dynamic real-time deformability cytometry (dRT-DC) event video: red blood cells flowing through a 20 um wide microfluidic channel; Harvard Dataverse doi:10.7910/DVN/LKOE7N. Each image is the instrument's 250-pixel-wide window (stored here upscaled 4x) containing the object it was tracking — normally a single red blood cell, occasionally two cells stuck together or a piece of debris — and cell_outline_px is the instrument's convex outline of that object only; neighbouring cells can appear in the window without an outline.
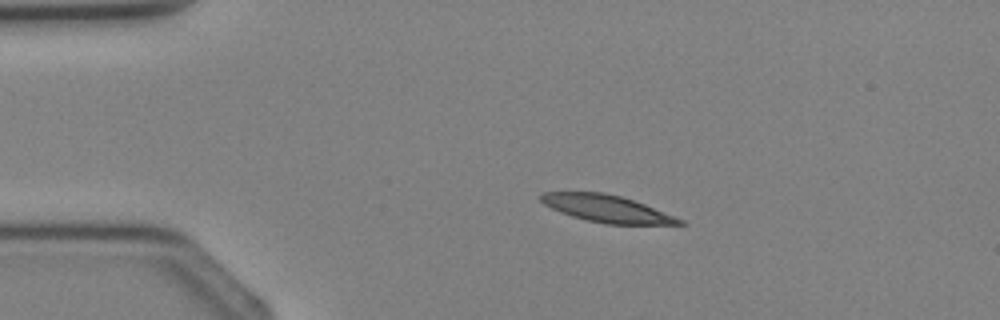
{"species": "Egyptian fruit bat (a non-hibernating species)", "species_latin": "Rousettus aegyptiacus", "temperature_condition": "cold", "stored_images_in_passage": 5, "camera_frame_rate_fps": 3000, "um_per_image_px": 0.085, "animal": {"sex": "female"}, "frame": {"image": 1, "passage_image": 3, "time_ms": 2.333, "image_size_px": [1000, 320], "cell_outline_px": [[688, 224], [608, 224], [588, 220], [572, 216], [560, 212], [544, 204], [540, 200], [540, 196], [544, 192], [604, 192], [620, 196], [644, 204], [684, 220]], "centroid_in_image_um": [51.57, 17.73], "position_along_channel_um": 33.4, "area_um2": 21.56}}
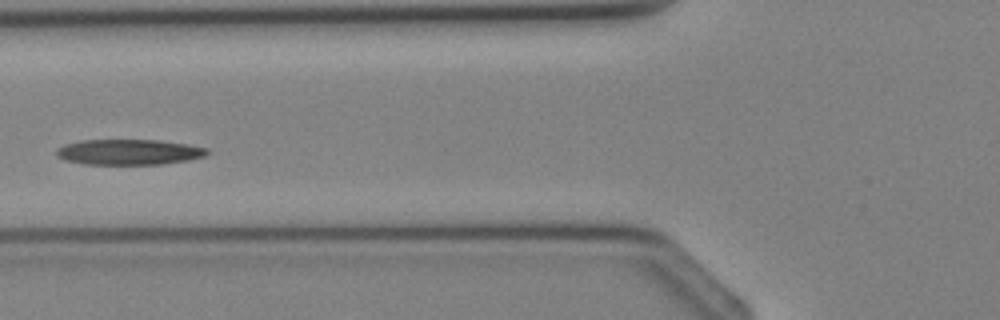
{"frame": {"image": 2, "passage_image": 5, "time_ms": 4.667, "image_size_px": [1000, 320], "cell_outline_px": [[208, 152], [204, 156], [188, 160], [160, 164], [84, 164], [64, 160], [56, 156], [56, 148], [64, 144], [80, 140], [160, 140], [188, 144], [208, 148]], "centroid_in_image_um": [10.92, 12.92], "position_along_channel_um": 114.9, "area_um2": 22.48}}